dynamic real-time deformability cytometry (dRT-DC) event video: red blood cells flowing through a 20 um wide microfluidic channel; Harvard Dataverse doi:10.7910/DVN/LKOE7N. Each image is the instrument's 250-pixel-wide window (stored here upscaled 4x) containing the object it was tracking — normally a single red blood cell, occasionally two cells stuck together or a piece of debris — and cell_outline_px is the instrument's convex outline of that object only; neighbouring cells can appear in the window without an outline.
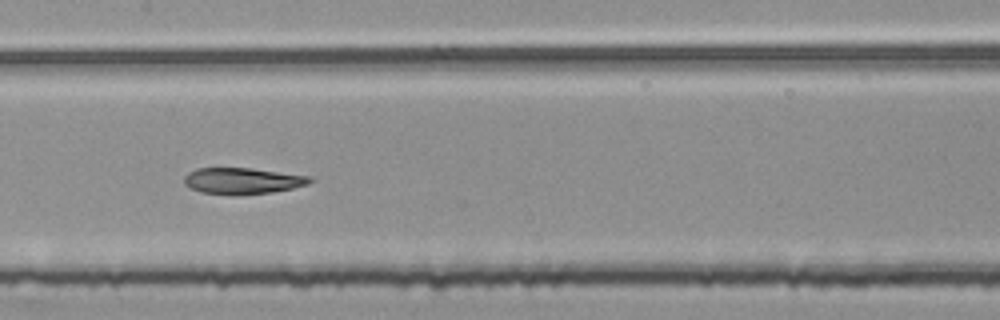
{"species": "common noctule bat (a hibernating species)", "species_latin": "Nyctalus noctula", "temperature_condition": "room temperature", "stored_images_in_passage": 52, "segment_of_instrument_passage": [2, 2], "camera_frame_rate_fps": 3000, "um_per_image_px": 0.085, "animal": {"sex": "female", "body_mass_g": 25.1}, "frame": {"image": 1, "passage_image": 26, "time_ms": 8.333, "image_size_px": [1000, 320], "cell_outline_px": [[312, 180], [308, 184], [292, 188], [272, 192], [240, 196], [232, 196], [200, 192], [184, 184], [184, 176], [188, 172], [196, 168], [248, 168], [312, 176]], "centroid_in_image_um": [20.58, 15.39], "position_along_channel_um": 186.8, "area_um2": 19.48}}
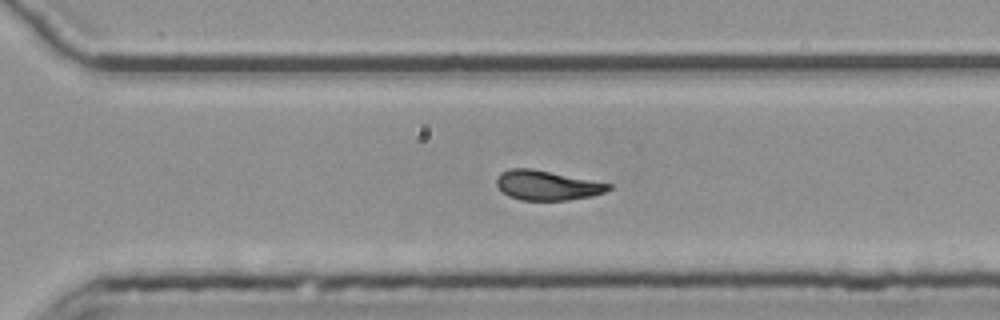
{"frame": {"image": 2, "passage_image": 37, "time_ms": 12.0, "image_size_px": [1000, 320], "cell_outline_px": [[612, 188], [604, 192], [592, 196], [568, 200], [520, 200], [508, 196], [496, 184], [496, 180], [500, 172], [508, 168], [532, 168], [612, 184]], "centroid_in_image_um": [46.49, 15.75], "position_along_channel_um": 324.1, "area_um2": 19.36}}
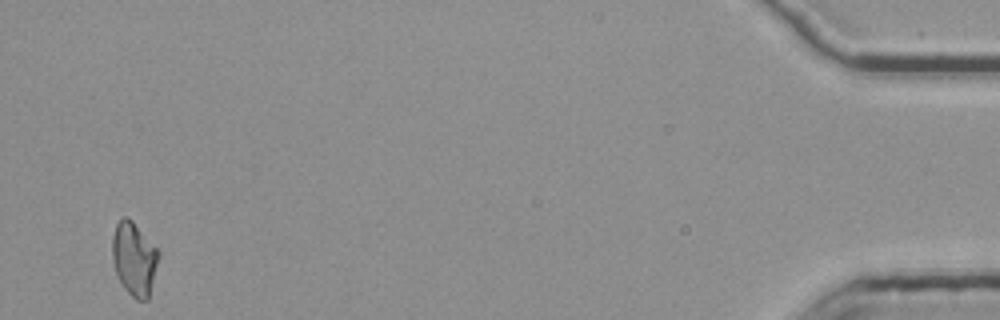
{"frame": {"image": 3, "passage_image": 52, "time_ms": 17.0, "image_size_px": [1000, 320], "cell_outline_px": [[160, 256], [148, 300], [136, 300], [124, 288], [116, 272], [112, 260], [112, 236], [116, 224], [124, 216], [128, 216], [132, 220], [160, 252]], "centroid_in_image_um": [11.41, 21.99], "position_along_channel_um": 423.8, "area_um2": 19.83}}